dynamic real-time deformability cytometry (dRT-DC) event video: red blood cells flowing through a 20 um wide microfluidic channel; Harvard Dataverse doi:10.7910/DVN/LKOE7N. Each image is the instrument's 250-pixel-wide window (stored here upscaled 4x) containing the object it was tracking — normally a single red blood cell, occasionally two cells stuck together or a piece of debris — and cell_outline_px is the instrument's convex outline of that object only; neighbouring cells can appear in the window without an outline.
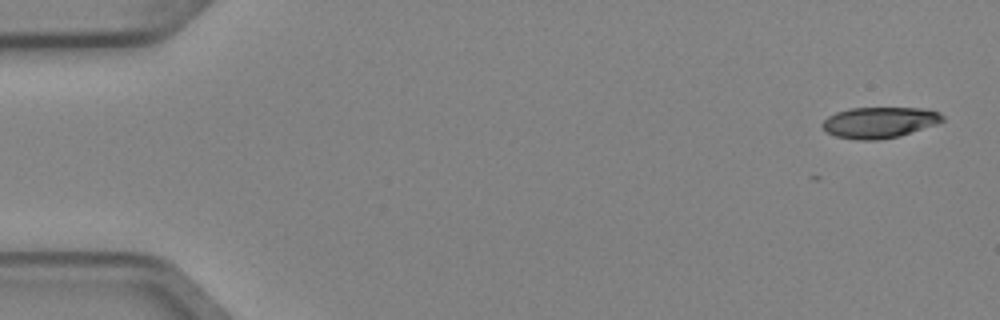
{"species": "Egyptian fruit bat (a non-hibernating species)", "species_latin": "Rousettus aegyptiacus", "temperature_condition": "cold", "stored_images_in_passage": 6, "camera_frame_rate_fps": 3000, "um_per_image_px": 0.085, "animal": {"sex": "female"}, "frame": {"image": 1, "passage_image": 1, "time_ms": 0.0, "image_size_px": [1000, 320], "cell_outline_px": [[944, 120], [936, 124], [900, 136], [880, 140], [856, 140], [836, 136], [828, 132], [820, 124], [828, 116], [836, 112], [848, 108], [928, 108], [940, 112], [944, 116]], "centroid_in_image_um": [74.77, 10.4], "position_along_channel_um": 10.2, "area_um2": 21.85}}
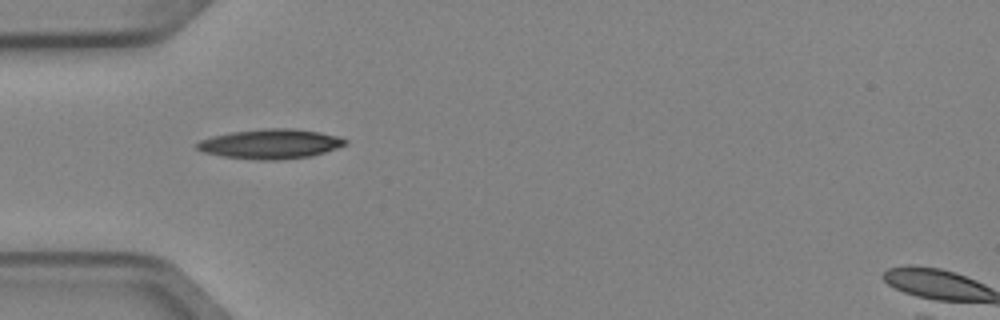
{"frame": {"image": 2, "passage_image": 5, "time_ms": 1.333, "image_size_px": [1000, 320], "cell_outline_px": [[348, 144], [312, 156], [276, 160], [260, 160], [224, 156], [204, 152], [196, 148], [196, 144], [200, 140], [212, 136], [232, 132], [264, 128], [296, 128], [320, 132], [340, 136], [348, 140]], "centroid_in_image_um": [23.04, 12.22], "position_along_channel_um": 62.0, "area_um2": 25.66}}
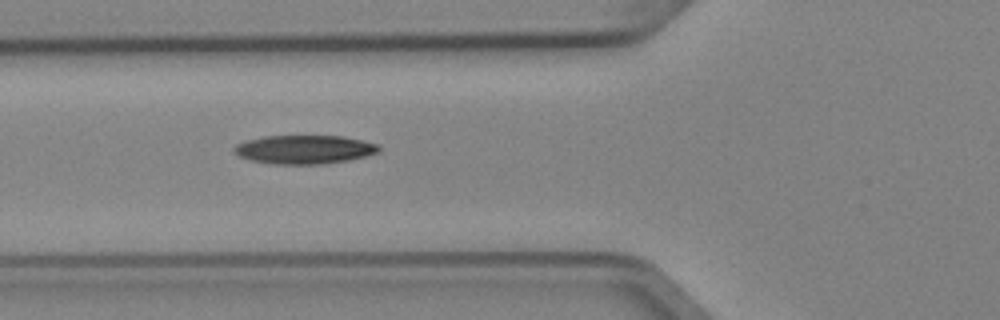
{"frame": {"image": 3, "passage_image": 6, "time_ms": 1.667, "image_size_px": [1000, 320], "cell_outline_px": [[380, 152], [348, 160], [324, 164], [272, 164], [248, 160], [240, 156], [232, 148], [236, 144], [248, 140], [264, 136], [340, 136], [380, 144]], "centroid_in_image_um": [25.87, 12.71], "position_along_channel_um": 99.9, "area_um2": 24.16}}